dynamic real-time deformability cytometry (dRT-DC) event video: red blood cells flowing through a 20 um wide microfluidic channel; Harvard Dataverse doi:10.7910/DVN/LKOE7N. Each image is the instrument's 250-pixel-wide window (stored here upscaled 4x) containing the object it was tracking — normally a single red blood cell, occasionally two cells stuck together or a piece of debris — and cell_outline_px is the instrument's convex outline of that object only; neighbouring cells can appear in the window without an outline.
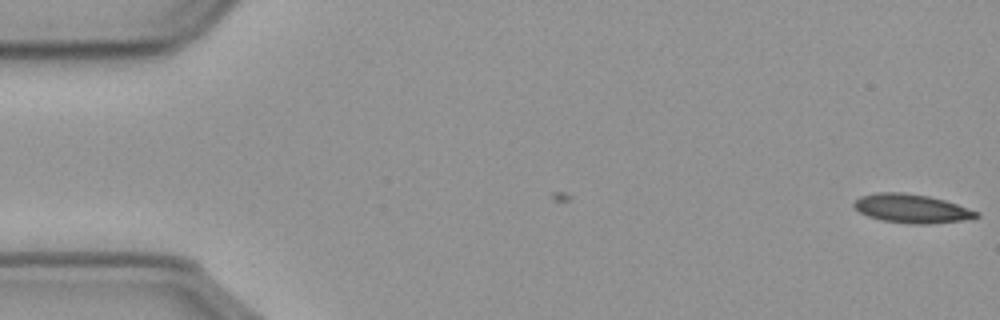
{"species": "common noctule bat (a hibernating species)", "species_latin": "Nyctalus noctula", "temperature_condition": "cold", "stored_images_in_passage": 7, "camera_frame_rate_fps": 3000, "um_per_image_px": 0.085, "animal": {"sex": "male", "body_mass_g": 23.1, "forearm_length_mm": 52.7}, "frame": {"image": 1, "passage_image": 7, "time_ms": 2.0, "image_size_px": [1000, 320], "cell_outline_px": [[980, 216], [960, 220], [928, 224], [908, 224], [880, 220], [868, 216], [860, 212], [852, 204], [860, 196], [876, 192], [900, 192], [928, 196], [944, 200], [980, 212]], "centroid_in_image_um": [77.46, 17.72], "position_along_channel_um": 7.5, "area_um2": 20.4}}